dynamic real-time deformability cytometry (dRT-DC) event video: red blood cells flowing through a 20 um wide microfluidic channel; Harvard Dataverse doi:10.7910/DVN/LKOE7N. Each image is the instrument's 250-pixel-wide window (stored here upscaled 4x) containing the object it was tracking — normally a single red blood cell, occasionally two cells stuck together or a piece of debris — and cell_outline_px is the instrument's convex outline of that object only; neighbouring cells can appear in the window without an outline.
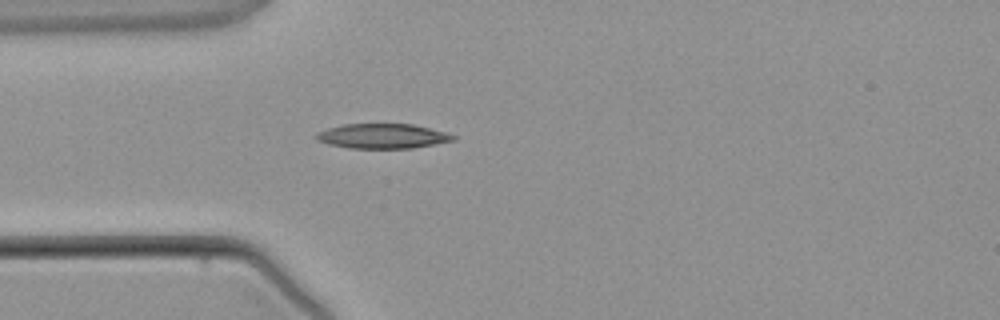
{"species": "common noctule bat (a hibernating species)", "species_latin": "Nyctalus noctula", "temperature_condition": "warm", "stored_images_in_passage": 4, "camera_frame_rate_fps": 3000, "um_per_image_px": 0.085, "animal": {"sex": "male", "body_mass_g": 21.5, "forearm_length_mm": 52.0}, "frame": {"image": 1, "passage_image": 4, "time_ms": 3.667, "image_size_px": [1000, 320], "cell_outline_px": [[456, 140], [412, 148], [348, 148], [328, 144], [316, 140], [312, 136], [316, 132], [328, 128], [344, 124], [412, 124], [448, 132], [456, 136]], "centroid_in_image_um": [32.49, 11.57], "position_along_channel_um": 52.5, "area_um2": 19.94}}